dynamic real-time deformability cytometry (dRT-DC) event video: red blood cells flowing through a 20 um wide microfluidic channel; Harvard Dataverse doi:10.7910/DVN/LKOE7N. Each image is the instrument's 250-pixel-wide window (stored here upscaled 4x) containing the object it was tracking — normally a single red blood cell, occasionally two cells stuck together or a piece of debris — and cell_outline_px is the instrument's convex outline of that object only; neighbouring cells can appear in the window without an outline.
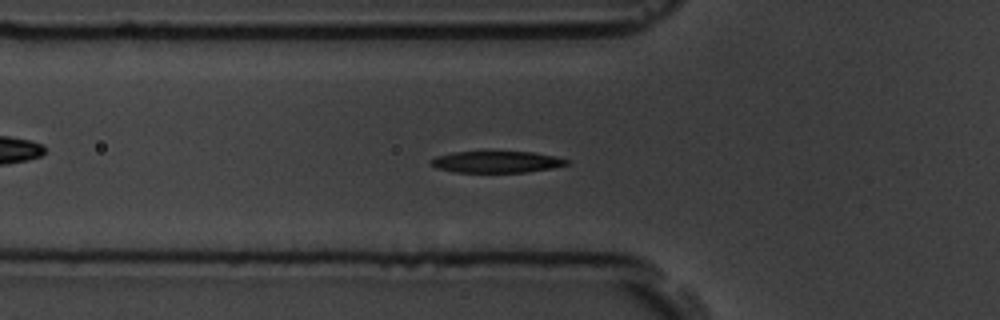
{"species": "common noctule bat (a hibernating species)", "species_latin": "Nyctalus noctula", "temperature_condition": "room temperature", "stored_images_in_passage": 57, "camera_frame_rate_fps": 3000, "um_per_image_px": 0.085, "animal": {"sex": "male", "body_mass_g": 19.5, "forearm_length_mm": 54.6}, "frame": {"image": 1, "passage_image": 19, "time_ms": 6.0, "image_size_px": [1000, 320], "cell_outline_px": [[568, 164], [552, 168], [524, 172], [452, 172], [436, 168], [428, 164], [428, 160], [436, 156], [452, 152], [532, 152], [556, 156], [568, 160]], "centroid_in_image_um": [42.13, 13.76], "position_along_channel_um": 83.7, "area_um2": 17.11}}
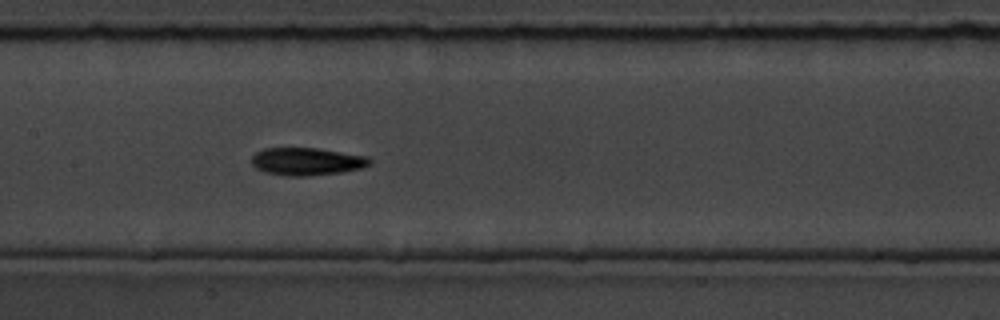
{"frame": {"image": 2, "passage_image": 27, "time_ms": 8.667, "image_size_px": [1000, 320], "cell_outline_px": [[372, 164], [360, 168], [340, 172], [304, 176], [288, 176], [264, 172], [256, 168], [252, 164], [252, 156], [256, 152], [264, 148], [316, 148], [368, 156], [372, 160]], "centroid_in_image_um": [26.08, 13.72], "position_along_channel_um": 181.3, "area_um2": 18.96}}
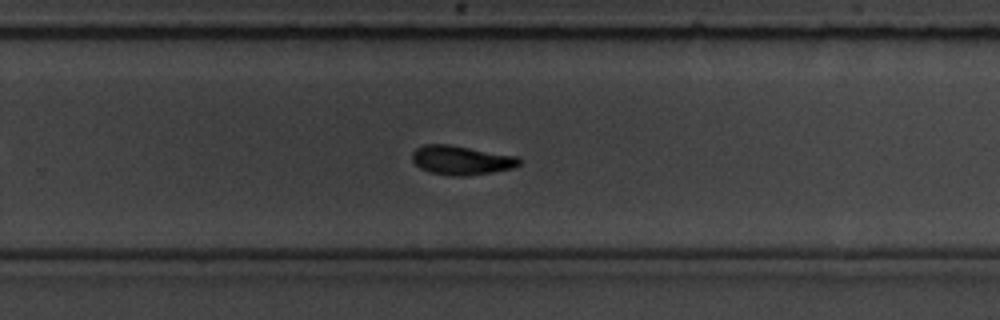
{"frame": {"image": 3, "passage_image": 36, "time_ms": 11.667, "image_size_px": [1000, 320], "cell_outline_px": [[520, 164], [512, 168], [492, 172], [464, 176], [452, 176], [428, 172], [420, 168], [412, 160], [412, 152], [416, 148], [424, 144], [452, 144], [520, 156]], "centroid_in_image_um": [39.22, 13.6], "position_along_channel_um": 290.6, "area_um2": 18.5}, "authors_computed_cell_mechanics": {"area_um2": 18.1492, "velocity_mm_per_s": 3.6564, "shape_relaxation_time_tau1_ms": 2.8386, "shape_relaxation_time_tau2_ms": 2.4511, "deformation_change_tau1": 0.1734, "deformation_change_tau2": 0.0841}}